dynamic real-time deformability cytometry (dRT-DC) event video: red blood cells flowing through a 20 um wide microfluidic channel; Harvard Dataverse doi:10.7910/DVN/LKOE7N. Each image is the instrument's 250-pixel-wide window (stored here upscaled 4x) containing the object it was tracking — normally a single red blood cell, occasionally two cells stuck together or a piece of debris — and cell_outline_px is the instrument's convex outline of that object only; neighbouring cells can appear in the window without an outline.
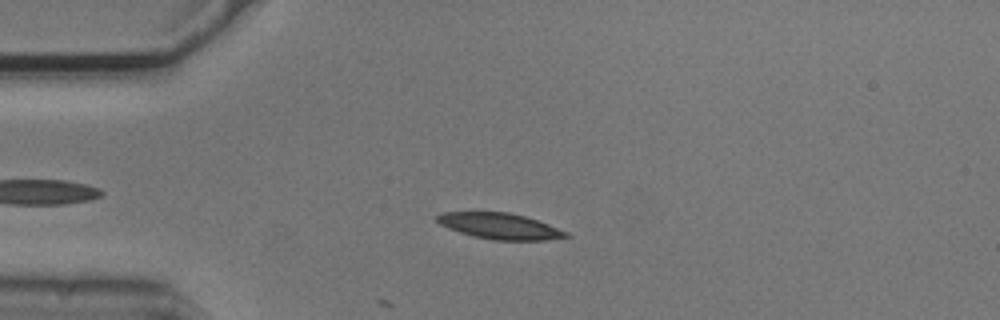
{"species": "common noctule bat (a hibernating species)", "species_latin": "Nyctalus noctula", "temperature_condition": "cold", "stored_images_in_passage": 13, "camera_frame_rate_fps": 3000, "um_per_image_px": 0.085, "animal": {"sex": "male", "body_mass_g": 20.5, "forearm_length_mm": 52.5}, "frame": {"image": 1, "passage_image": 9, "time_ms": 2.667, "image_size_px": [1000, 320], "cell_outline_px": [[572, 236], [544, 240], [492, 240], [472, 236], [448, 228], [440, 224], [436, 220], [436, 216], [444, 212], [508, 212], [524, 216], [548, 224], [568, 232]], "centroid_in_image_um": [42.48, 19.22], "position_along_channel_um": 42.5, "area_um2": 19.42}}